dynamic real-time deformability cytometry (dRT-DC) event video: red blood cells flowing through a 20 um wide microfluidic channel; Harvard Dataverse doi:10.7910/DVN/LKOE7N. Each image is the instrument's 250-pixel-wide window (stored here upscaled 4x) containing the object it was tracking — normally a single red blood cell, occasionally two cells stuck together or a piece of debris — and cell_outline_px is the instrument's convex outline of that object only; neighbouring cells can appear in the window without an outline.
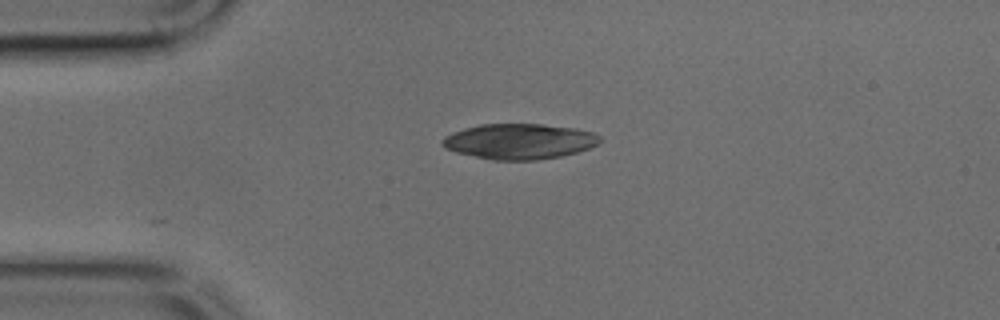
{"species": "common noctule bat (a hibernating species)", "species_latin": "Nyctalus noctula", "temperature_condition": "cold", "stored_images_in_passage": 38, "camera_frame_rate_fps": 3000, "um_per_image_px": 0.085, "animal": {"sex": "male", "body_mass_g": 17.9, "forearm_length_mm": 54.2}, "frame": {"image": 1, "passage_image": 1, "time_ms": 0.0, "image_size_px": [1000, 320], "cell_outline_px": [[600, 140], [596, 144], [588, 148], [576, 152], [560, 156], [536, 160], [492, 160], [456, 152], [444, 148], [440, 144], [440, 140], [444, 136], [452, 132], [464, 128], [480, 124], [540, 124], [576, 128], [592, 132], [600, 136]], "centroid_in_image_um": [44.08, 12.01], "position_along_channel_um": 40.9, "area_um2": 32.54}}